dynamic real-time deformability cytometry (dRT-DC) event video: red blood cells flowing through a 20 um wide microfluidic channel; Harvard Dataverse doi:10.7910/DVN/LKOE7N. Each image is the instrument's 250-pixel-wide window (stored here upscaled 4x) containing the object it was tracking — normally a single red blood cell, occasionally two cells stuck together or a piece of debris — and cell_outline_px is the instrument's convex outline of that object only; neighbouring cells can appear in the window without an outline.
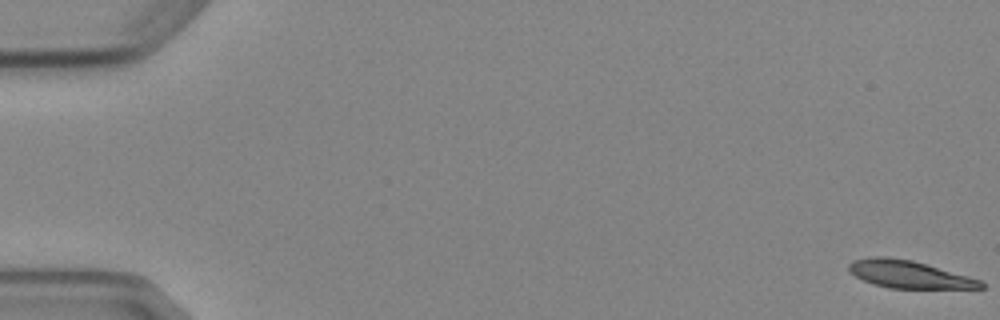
{"species": "Egyptian fruit bat (a non-hibernating species)", "species_latin": "Rousettus aegyptiacus", "temperature_condition": "cold", "stored_images_in_passage": 8, "camera_frame_rate_fps": 3000, "um_per_image_px": 0.085, "animal": {"sex": "female"}, "frame": {"image": 1, "passage_image": 1, "time_ms": 0.0, "image_size_px": [1000, 320], "cell_outline_px": [[984, 288], [888, 288], [864, 280], [856, 276], [848, 268], [848, 264], [852, 260], [872, 256], [884, 256], [912, 260], [968, 276], [980, 280], [984, 284]], "centroid_in_image_um": [77.24, 23.31], "position_along_channel_um": 7.8, "area_um2": 20.87}}
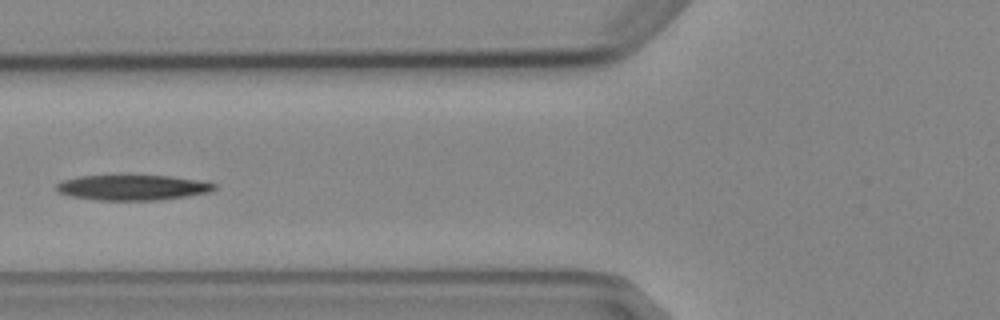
{"frame": {"image": 2, "passage_image": 7, "time_ms": 7.0, "image_size_px": [1000, 320], "cell_outline_px": [[216, 188], [212, 192], [160, 200], [96, 200], [72, 196], [56, 192], [56, 184], [60, 180], [80, 176], [172, 176], [200, 180], [216, 184]], "centroid_in_image_um": [11.27, 15.94], "position_along_channel_um": 114.5, "area_um2": 23.35}}
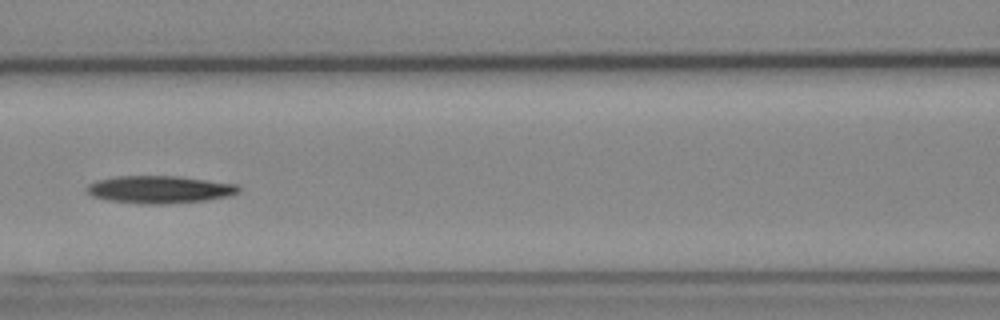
{"frame": {"image": 3, "passage_image": 8, "time_ms": 8.0, "image_size_px": [1000, 320], "cell_outline_px": [[240, 192], [208, 200], [168, 204], [140, 204], [112, 200], [92, 196], [84, 188], [88, 184], [96, 180], [116, 176], [180, 176], [236, 184], [240, 188]], "centroid_in_image_um": [13.54, 16.1], "position_along_channel_um": 153.1, "area_um2": 24.33}}